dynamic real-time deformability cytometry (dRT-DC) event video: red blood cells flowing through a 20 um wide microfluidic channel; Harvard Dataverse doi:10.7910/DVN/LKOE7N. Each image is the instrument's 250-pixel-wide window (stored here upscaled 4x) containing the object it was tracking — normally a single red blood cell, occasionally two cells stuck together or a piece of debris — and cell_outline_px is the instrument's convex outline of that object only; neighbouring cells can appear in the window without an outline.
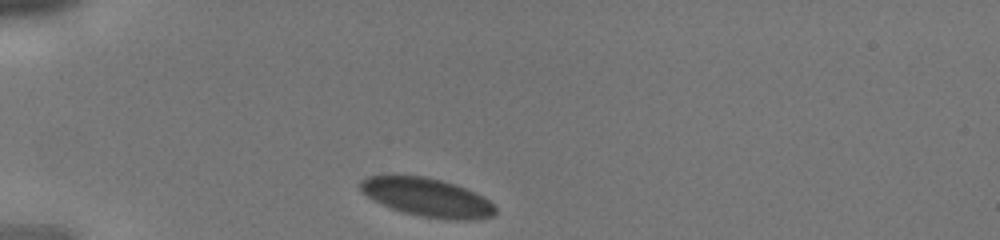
{"species": "human", "species_latin": "Homo sapiens", "temperature_condition": "cold", "stored_images_in_passage": 25, "camera_frame_rate_fps": 3000, "um_per_image_px": 0.085, "donor": {"sex": "male"}, "frame": {"image": 1, "passage_image": 1, "time_ms": 0.0, "image_size_px": [1000, 240], "cell_outline_px": [[496, 212], [492, 216], [476, 220], [452, 220], [420, 216], [404, 212], [392, 208], [372, 200], [360, 188], [360, 180], [368, 176], [424, 176], [456, 184], [476, 192], [488, 200], [496, 208]], "centroid_in_image_um": [36.34, 16.78], "position_along_channel_um": 48.7, "area_um2": 30.11}}
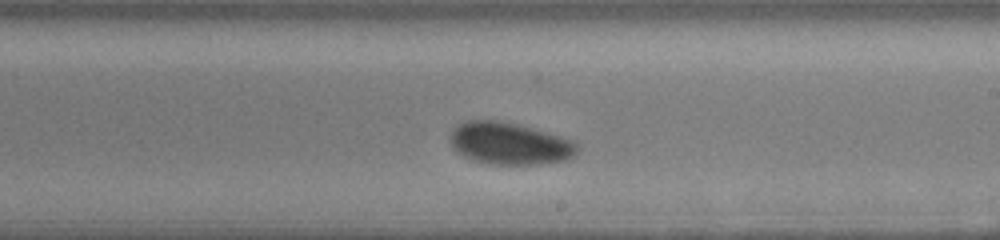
{"frame": {"image": 2, "passage_image": 15, "time_ms": 4.667, "image_size_px": [1000, 240], "cell_outline_px": [[580, 148], [576, 156], [568, 160], [540, 164], [492, 164], [472, 160], [456, 152], [452, 148], [448, 140], [452, 128], [456, 124], [468, 120], [496, 120], [520, 124], [576, 140], [580, 144]], "centroid_in_image_um": [43.34, 12.19], "position_along_channel_um": 245.7, "area_um2": 32.08}}
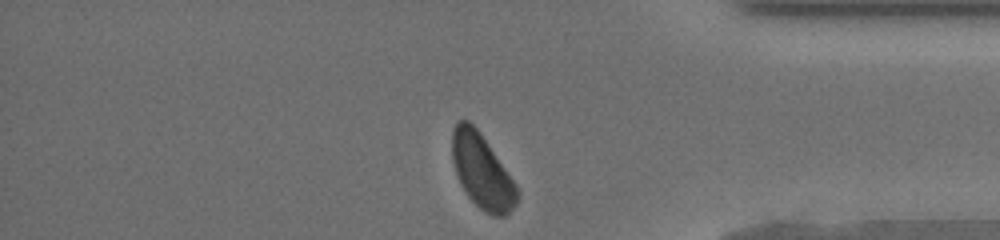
{"frame": {"image": 3, "passage_image": 25, "time_ms": 8.0, "image_size_px": [1000, 240], "cell_outline_px": [[520, 196], [516, 204], [504, 216], [492, 216], [484, 212], [468, 196], [460, 184], [456, 176], [452, 160], [452, 128], [460, 120], [468, 120], [480, 132], [516, 184], [520, 192]], "centroid_in_image_um": [40.96, 14.58], "position_along_channel_um": 394.2, "area_um2": 28.15}}